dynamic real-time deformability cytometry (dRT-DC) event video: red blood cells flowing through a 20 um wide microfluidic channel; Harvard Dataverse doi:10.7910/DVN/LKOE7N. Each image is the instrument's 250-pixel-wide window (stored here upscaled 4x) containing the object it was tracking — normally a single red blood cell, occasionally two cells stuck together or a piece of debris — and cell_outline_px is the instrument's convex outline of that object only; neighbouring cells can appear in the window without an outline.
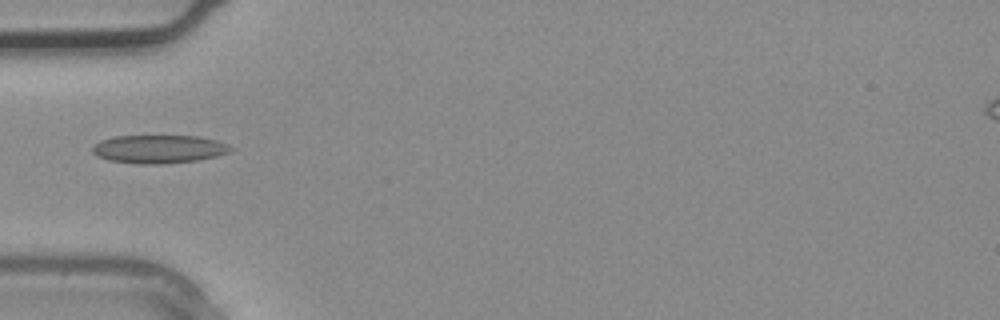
{"species": "common noctule bat (a hibernating species)", "species_latin": "Nyctalus noctula", "temperature_condition": "warm", "stored_images_in_passage": 3, "camera_frame_rate_fps": 3000, "um_per_image_px": 0.085, "animal": {"sex": "male", "body_mass_g": 20.4}, "frame": {"image": 1, "passage_image": 3, "time_ms": 0.667, "image_size_px": [1000, 320], "cell_outline_px": [[236, 148], [228, 152], [216, 156], [196, 160], [160, 164], [144, 164], [108, 160], [96, 156], [92, 152], [92, 144], [100, 140], [116, 136], [200, 136], [216, 140], [228, 144]], "centroid_in_image_um": [13.49, 12.66], "position_along_channel_um": 71.5, "area_um2": 22.83}}